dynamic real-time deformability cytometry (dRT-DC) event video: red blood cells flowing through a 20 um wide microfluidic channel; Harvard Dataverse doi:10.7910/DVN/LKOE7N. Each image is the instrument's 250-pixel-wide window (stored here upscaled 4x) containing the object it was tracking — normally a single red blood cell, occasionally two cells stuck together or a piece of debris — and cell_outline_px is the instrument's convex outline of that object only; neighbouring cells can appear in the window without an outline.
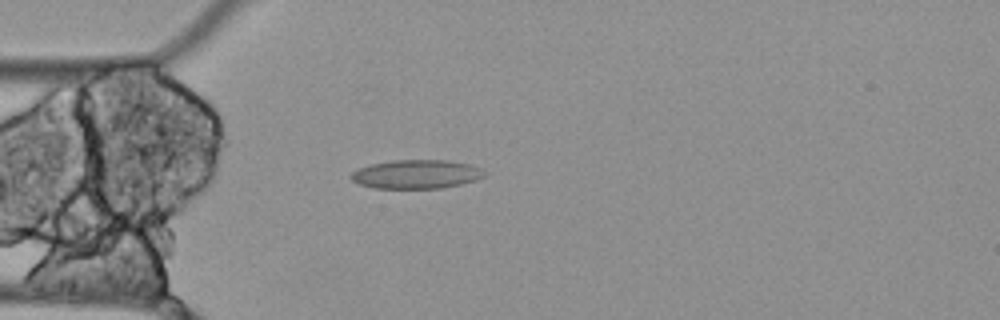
{"species": "Egyptian fruit bat (a non-hibernating species)", "species_latin": "Rousettus aegyptiacus", "temperature_condition": "cold", "stored_images_in_passage": 5, "camera_frame_rate_fps": 3000, "um_per_image_px": 0.085, "animal": {"sex": "female"}, "frame": {"image": 1, "passage_image": 4, "time_ms": 1.0, "image_size_px": [1000, 320], "cell_outline_px": [[484, 176], [476, 180], [460, 184], [440, 188], [376, 188], [360, 184], [352, 180], [348, 176], [356, 168], [372, 164], [392, 160], [448, 160], [468, 164], [480, 168], [484, 172]], "centroid_in_image_um": [35.35, 14.8], "position_along_channel_um": 49.7, "area_um2": 22.31}}